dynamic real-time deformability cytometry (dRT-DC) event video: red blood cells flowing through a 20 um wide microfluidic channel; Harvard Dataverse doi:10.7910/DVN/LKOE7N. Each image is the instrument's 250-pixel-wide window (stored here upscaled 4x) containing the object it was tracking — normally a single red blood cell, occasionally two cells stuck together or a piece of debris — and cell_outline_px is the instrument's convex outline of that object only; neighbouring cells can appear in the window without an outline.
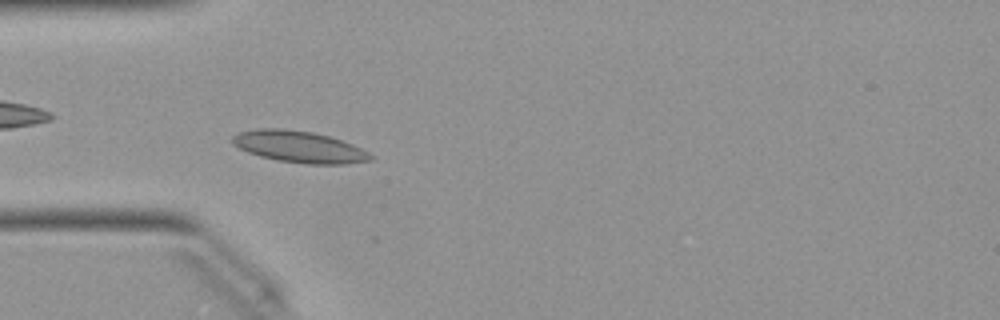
{"species": "Egyptian fruit bat (a non-hibernating species)", "species_latin": "Rousettus aegyptiacus", "temperature_condition": "warm", "stored_images_in_passage": 50, "camera_frame_rate_fps": 3000, "um_per_image_px": 0.085, "animal": {"sex": "female"}, "frame": {"image": 1, "passage_image": 14, "time_ms": 4.333, "image_size_px": [1000, 320], "cell_outline_px": [[376, 160], [348, 164], [304, 164], [276, 160], [260, 156], [248, 152], [232, 144], [232, 136], [240, 132], [260, 128], [280, 128], [312, 132], [328, 136], [352, 144], [376, 156]], "centroid_in_image_um": [25.47, 12.49], "position_along_channel_um": 59.5, "area_um2": 25.55}}
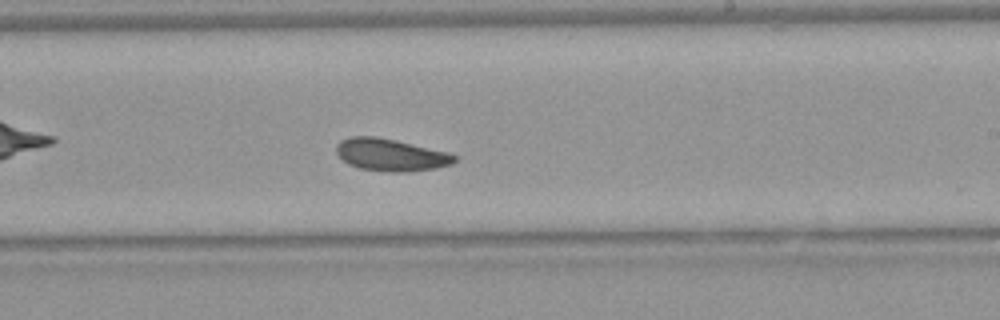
{"frame": {"image": 2, "passage_image": 29, "time_ms": 9.333, "image_size_px": [1000, 320], "cell_outline_px": [[456, 160], [452, 164], [436, 168], [404, 172], [388, 172], [360, 168], [348, 164], [336, 152], [336, 144], [340, 140], [348, 136], [376, 136], [396, 140], [448, 152], [456, 156]], "centroid_in_image_um": [33.19, 13.15], "position_along_channel_um": 255.8, "area_um2": 22.25}}
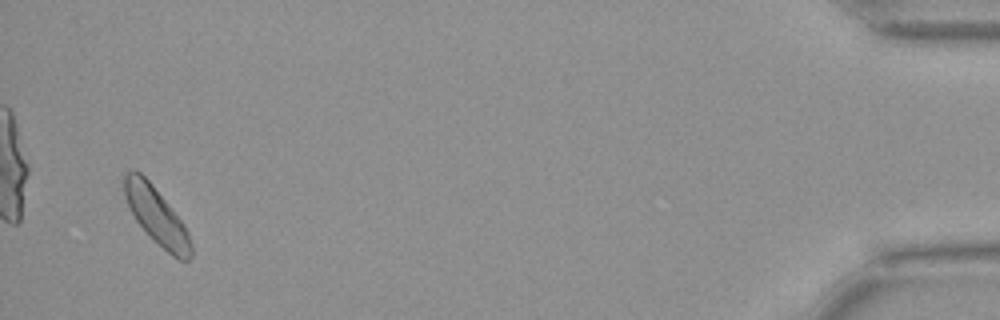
{"frame": {"image": 3, "passage_image": 48, "time_ms": 15.667, "image_size_px": [1000, 320], "cell_outline_px": [[192, 256], [188, 260], [180, 260], [172, 256], [136, 220], [124, 196], [120, 180], [132, 168], [140, 172], [152, 184], [184, 224], [188, 232], [192, 244]], "centroid_in_image_um": [13.29, 18.29], "position_along_channel_um": 421.9, "area_um2": 21.79}, "authors_computed_cell_mechanics": {"area_um2": 22.0218, "velocity_mm_per_s": 3.9768, "shape_relaxation_time_tau1_ms": 5.0918, "shape_relaxation_time_tau2_ms": null, "deformation_change_tau1": 0.1013, "deformation_change_tau2": null}}